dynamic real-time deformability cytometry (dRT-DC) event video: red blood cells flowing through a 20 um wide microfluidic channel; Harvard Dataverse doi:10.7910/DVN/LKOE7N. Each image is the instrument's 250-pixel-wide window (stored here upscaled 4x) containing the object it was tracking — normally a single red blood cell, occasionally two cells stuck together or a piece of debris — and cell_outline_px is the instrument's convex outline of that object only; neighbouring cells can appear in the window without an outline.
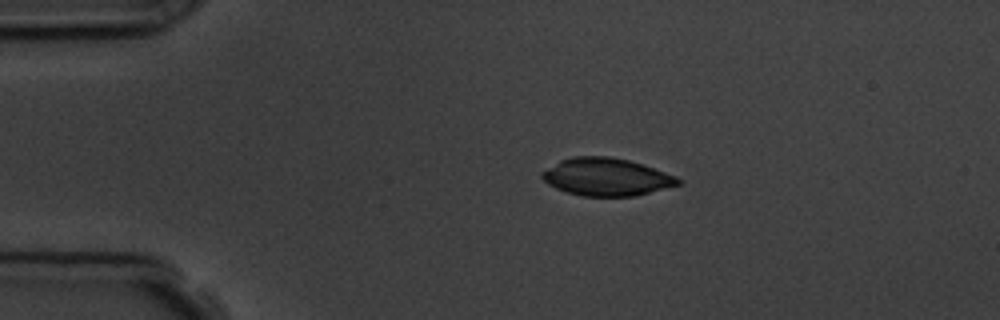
{"species": "common noctule bat (a hibernating species)", "species_latin": "Nyctalus noctula", "temperature_condition": "room temperature", "stored_images_in_passage": 4, "camera_frame_rate_fps": 3000, "um_per_image_px": 0.085, "animal": {"sex": "male", "body_mass_g": 19.5, "forearm_length_mm": 54.6}, "frame": {"image": 1, "passage_image": 3, "time_ms": 2.333, "image_size_px": [1000, 320], "cell_outline_px": [[684, 184], [632, 196], [584, 196], [568, 192], [556, 188], [548, 184], [540, 176], [540, 172], [560, 160], [572, 156], [608, 156], [628, 160], [676, 176]], "centroid_in_image_um": [51.52, 15.04], "position_along_channel_um": 33.5, "area_um2": 29.65}}